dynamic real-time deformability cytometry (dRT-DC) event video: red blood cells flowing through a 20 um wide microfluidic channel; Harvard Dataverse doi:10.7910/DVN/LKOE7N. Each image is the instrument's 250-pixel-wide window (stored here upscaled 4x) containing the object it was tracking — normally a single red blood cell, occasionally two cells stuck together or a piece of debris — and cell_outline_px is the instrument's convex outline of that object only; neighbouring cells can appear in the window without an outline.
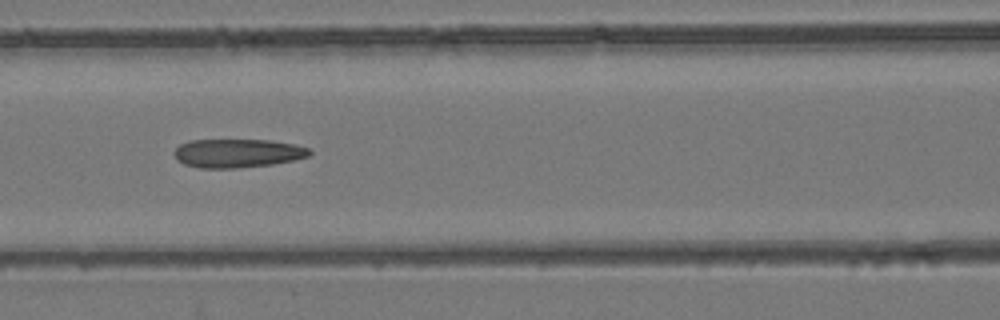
{"species": "common noctule bat (a hibernating species)", "species_latin": "Nyctalus noctula", "temperature_condition": "room temperature", "stored_images_in_passage": 9, "camera_frame_rate_fps": 3000, "um_per_image_px": 0.085, "animal": {"sex": "female", "body_mass_g": 24.6, "forearm_length_mm": 56.2}, "frame": {"image": 1, "passage_image": 7, "time_ms": 2.0, "image_size_px": [1000, 320], "cell_outline_px": [[312, 152], [308, 156], [292, 160], [272, 164], [236, 168], [200, 168], [184, 164], [176, 160], [172, 152], [180, 144], [188, 140], [268, 140], [296, 144], [308, 148]], "centroid_in_image_um": [20.14, 13.02], "position_along_channel_um": 146.5, "area_um2": 22.66}}
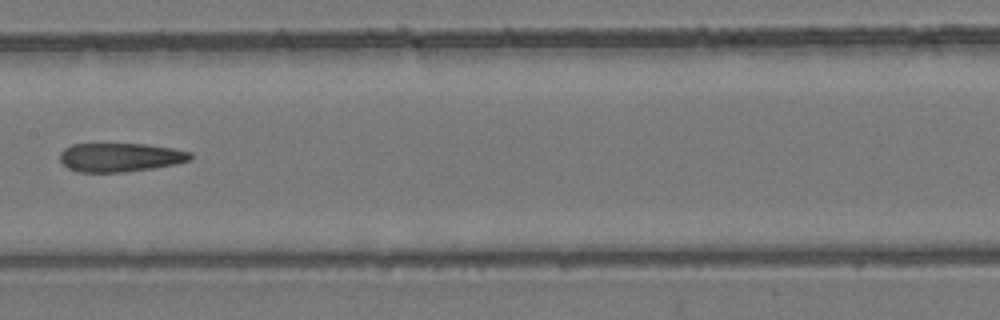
{"frame": {"image": 2, "passage_image": 8, "time_ms": 2.333, "image_size_px": [1000, 320], "cell_outline_px": [[192, 160], [176, 164], [152, 168], [124, 172], [80, 172], [68, 168], [60, 160], [60, 152], [64, 148], [72, 144], [144, 144], [172, 148], [192, 152]], "centroid_in_image_um": [10.23, 13.37], "position_along_channel_um": 197.2, "area_um2": 21.91}}
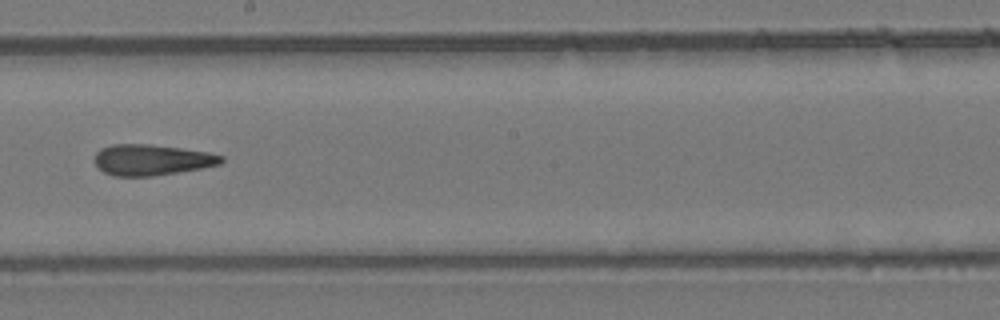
{"frame": {"image": 3, "passage_image": 9, "time_ms": 2.667, "image_size_px": [1000, 320], "cell_outline_px": [[224, 160], [220, 164], [200, 168], [152, 176], [112, 176], [104, 172], [92, 160], [96, 152], [100, 148], [112, 144], [148, 144], [180, 148], [208, 152], [224, 156]], "centroid_in_image_um": [12.85, 13.58], "position_along_channel_um": 235.4, "area_um2": 22.77}}